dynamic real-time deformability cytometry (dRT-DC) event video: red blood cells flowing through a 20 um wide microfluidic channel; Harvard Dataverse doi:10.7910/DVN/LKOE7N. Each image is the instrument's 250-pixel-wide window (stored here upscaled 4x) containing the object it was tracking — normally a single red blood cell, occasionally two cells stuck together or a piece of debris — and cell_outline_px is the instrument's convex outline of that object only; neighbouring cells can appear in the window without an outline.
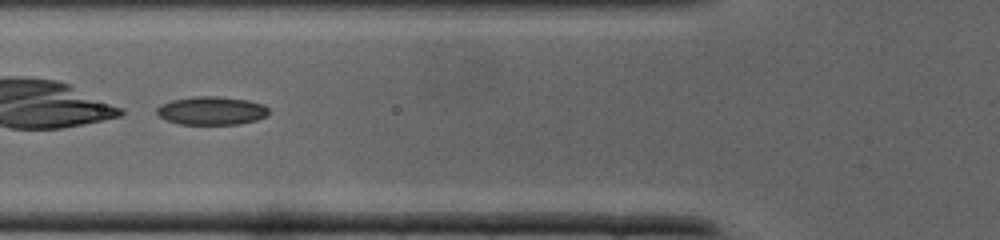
{"species": "common noctule bat (a hibernating species)", "species_latin": "Nyctalus noctula", "temperature_condition": "cold", "stored_images_in_passage": 29, "camera_frame_rate_fps": 3000, "um_per_image_px": 0.085, "animal": {"sex": "male", "body_mass_g": 19.0, "forearm_length_mm": 50.8}, "frame": {"image": 1, "passage_image": 9, "time_ms": 2.667, "image_size_px": [1000, 240], "cell_outline_px": [[268, 112], [264, 116], [256, 120], [240, 124], [180, 124], [164, 120], [156, 112], [156, 108], [160, 104], [172, 100], [192, 96], [216, 96], [248, 100], [264, 104], [268, 108]], "centroid_in_image_um": [17.95, 9.4], "position_along_channel_um": 107.9, "area_um2": 18.55}}